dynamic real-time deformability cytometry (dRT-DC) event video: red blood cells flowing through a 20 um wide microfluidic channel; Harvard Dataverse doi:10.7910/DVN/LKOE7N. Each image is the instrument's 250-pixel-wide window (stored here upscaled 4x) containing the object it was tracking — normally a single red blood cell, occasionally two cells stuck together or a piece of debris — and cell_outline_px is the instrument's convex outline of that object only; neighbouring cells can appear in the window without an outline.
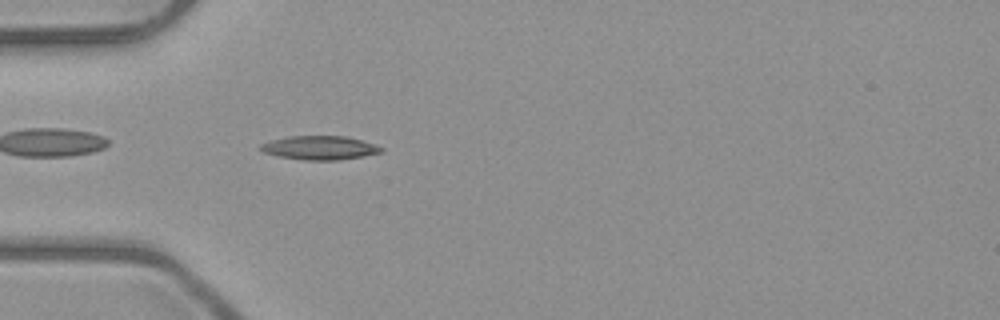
{"species": "common noctule bat (a hibernating species)", "species_latin": "Nyctalus noctula", "temperature_condition": "room temperature", "stored_images_in_passage": 4, "camera_frame_rate_fps": 3000, "um_per_image_px": 0.085, "animal": {"sex": "male", "body_mass_g": 23.1, "forearm_length_mm": 52.7}, "frame": {"image": 1, "passage_image": 4, "time_ms": 4.333, "image_size_px": [1000, 320], "cell_outline_px": [[384, 152], [340, 160], [304, 160], [280, 156], [264, 152], [260, 148], [260, 144], [272, 140], [288, 136], [344, 136], [376, 144], [384, 148]], "centroid_in_image_um": [27.22, 12.56], "position_along_channel_um": 57.8, "area_um2": 16.65}}